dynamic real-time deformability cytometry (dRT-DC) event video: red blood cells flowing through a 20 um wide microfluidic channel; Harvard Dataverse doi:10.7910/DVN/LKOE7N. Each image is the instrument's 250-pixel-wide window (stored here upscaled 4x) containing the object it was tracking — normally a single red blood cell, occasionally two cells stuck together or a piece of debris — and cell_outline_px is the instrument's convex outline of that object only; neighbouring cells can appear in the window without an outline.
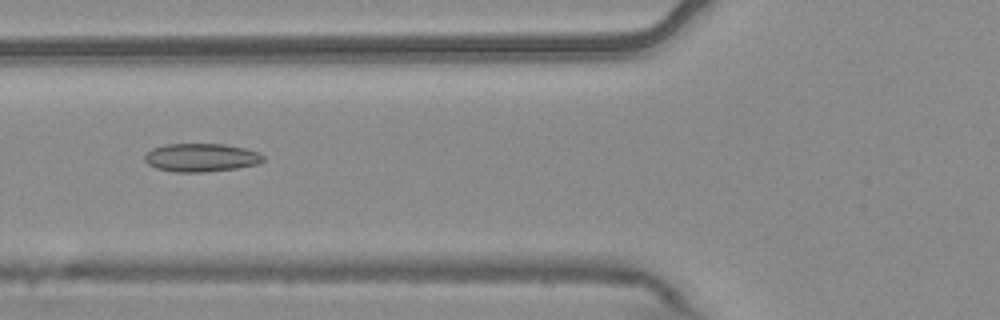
{"species": "common noctule bat (a hibernating species)", "species_latin": "Nyctalus noctula", "temperature_condition": "warm", "stored_images_in_passage": 7, "camera_frame_rate_fps": 3000, "um_per_image_px": 0.085, "animal": {"sex": "male", "body_mass_g": 20.4}, "frame": {"image": 1, "passage_image": 6, "time_ms": 1.667, "image_size_px": [1000, 320], "cell_outline_px": [[264, 160], [256, 164], [236, 168], [204, 172], [172, 172], [156, 168], [148, 164], [144, 160], [144, 156], [152, 148], [164, 144], [224, 144], [244, 148], [260, 152], [264, 156]], "centroid_in_image_um": [17.08, 13.39], "position_along_channel_um": 108.7, "area_um2": 19.59}}
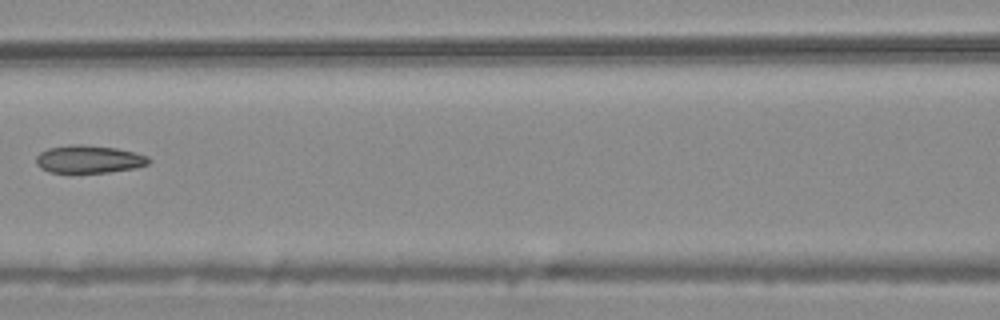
{"frame": {"image": 2, "passage_image": 7, "time_ms": 2.0, "image_size_px": [1000, 320], "cell_outline_px": [[152, 160], [148, 164], [136, 168], [108, 172], [48, 172], [40, 168], [36, 164], [36, 156], [40, 152], [48, 148], [72, 144], [84, 144], [116, 148], [136, 152], [148, 156]], "centroid_in_image_um": [7.57, 13.52], "position_along_channel_um": 159.0, "area_um2": 18.38}}